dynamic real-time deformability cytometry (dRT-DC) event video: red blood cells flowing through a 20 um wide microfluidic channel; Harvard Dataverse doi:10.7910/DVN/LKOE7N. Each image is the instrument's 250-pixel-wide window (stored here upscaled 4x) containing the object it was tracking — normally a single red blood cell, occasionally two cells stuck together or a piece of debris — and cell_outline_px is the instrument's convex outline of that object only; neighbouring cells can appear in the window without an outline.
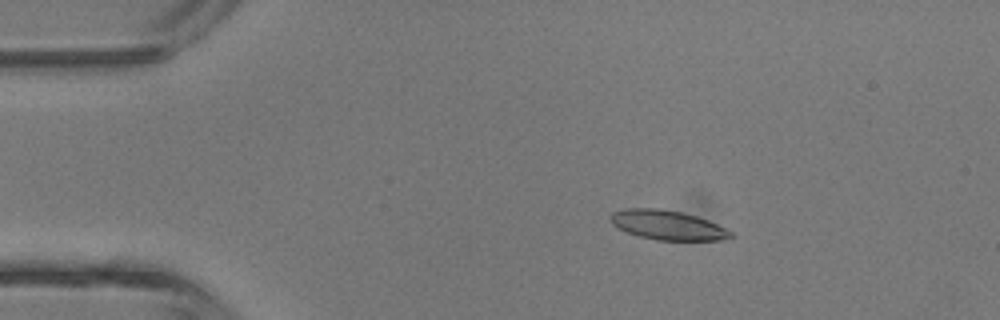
{"species": "common noctule bat (a hibernating species)", "species_latin": "Nyctalus noctula", "temperature_condition": "room temperature", "stored_images_in_passage": 5, "camera_frame_rate_fps": 3000, "um_per_image_px": 0.085, "animal": {"sex": "male", "body_mass_g": 13.3}, "frame": {"image": 1, "passage_image": 3, "time_ms": 2.333, "image_size_px": [1000, 320], "cell_outline_px": [[736, 236], [720, 240], [656, 240], [640, 236], [616, 228], [612, 224], [608, 216], [612, 212], [624, 208], [656, 208], [684, 212], [708, 220], [732, 232]], "centroid_in_image_um": [56.7, 19.12], "position_along_channel_um": 28.3, "area_um2": 20.75}}